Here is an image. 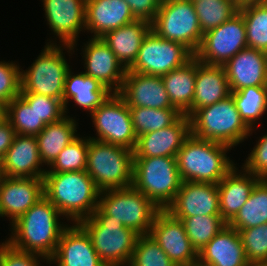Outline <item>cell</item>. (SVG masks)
Segmentation results:
<instances>
[{
    "label": "cell",
    "instance_id": "obj_1",
    "mask_svg": "<svg viewBox=\"0 0 267 266\" xmlns=\"http://www.w3.org/2000/svg\"><path fill=\"white\" fill-rule=\"evenodd\" d=\"M59 210L43 196L26 213L12 223L10 238L12 247L42 255L50 260L58 246L63 230L68 226L58 220Z\"/></svg>",
    "mask_w": 267,
    "mask_h": 266
},
{
    "label": "cell",
    "instance_id": "obj_2",
    "mask_svg": "<svg viewBox=\"0 0 267 266\" xmlns=\"http://www.w3.org/2000/svg\"><path fill=\"white\" fill-rule=\"evenodd\" d=\"M43 180L44 196L74 224L97 209L101 191L86 170L45 173Z\"/></svg>",
    "mask_w": 267,
    "mask_h": 266
},
{
    "label": "cell",
    "instance_id": "obj_3",
    "mask_svg": "<svg viewBox=\"0 0 267 266\" xmlns=\"http://www.w3.org/2000/svg\"><path fill=\"white\" fill-rule=\"evenodd\" d=\"M231 149L190 134L176 155L182 181L218 184L236 165L226 154Z\"/></svg>",
    "mask_w": 267,
    "mask_h": 266
},
{
    "label": "cell",
    "instance_id": "obj_4",
    "mask_svg": "<svg viewBox=\"0 0 267 266\" xmlns=\"http://www.w3.org/2000/svg\"><path fill=\"white\" fill-rule=\"evenodd\" d=\"M189 118L192 135L231 148L252 134L240 117L232 93L217 103L197 109Z\"/></svg>",
    "mask_w": 267,
    "mask_h": 266
},
{
    "label": "cell",
    "instance_id": "obj_5",
    "mask_svg": "<svg viewBox=\"0 0 267 266\" xmlns=\"http://www.w3.org/2000/svg\"><path fill=\"white\" fill-rule=\"evenodd\" d=\"M79 224L90 236L94 249L106 266H128L139 234L110 219L99 207Z\"/></svg>",
    "mask_w": 267,
    "mask_h": 266
},
{
    "label": "cell",
    "instance_id": "obj_6",
    "mask_svg": "<svg viewBox=\"0 0 267 266\" xmlns=\"http://www.w3.org/2000/svg\"><path fill=\"white\" fill-rule=\"evenodd\" d=\"M134 152L89 138L86 171L100 191L131 187Z\"/></svg>",
    "mask_w": 267,
    "mask_h": 266
},
{
    "label": "cell",
    "instance_id": "obj_7",
    "mask_svg": "<svg viewBox=\"0 0 267 266\" xmlns=\"http://www.w3.org/2000/svg\"><path fill=\"white\" fill-rule=\"evenodd\" d=\"M182 182L176 157L134 158L132 186L160 210L173 202Z\"/></svg>",
    "mask_w": 267,
    "mask_h": 266
},
{
    "label": "cell",
    "instance_id": "obj_8",
    "mask_svg": "<svg viewBox=\"0 0 267 266\" xmlns=\"http://www.w3.org/2000/svg\"><path fill=\"white\" fill-rule=\"evenodd\" d=\"M62 46L48 42L28 70L21 68V93H36L63 101L65 78L70 69L63 49L69 53L74 49L71 45Z\"/></svg>",
    "mask_w": 267,
    "mask_h": 266
},
{
    "label": "cell",
    "instance_id": "obj_9",
    "mask_svg": "<svg viewBox=\"0 0 267 266\" xmlns=\"http://www.w3.org/2000/svg\"><path fill=\"white\" fill-rule=\"evenodd\" d=\"M98 207L110 219L122 223L139 235H148L160 209L133 186L101 191Z\"/></svg>",
    "mask_w": 267,
    "mask_h": 266
},
{
    "label": "cell",
    "instance_id": "obj_10",
    "mask_svg": "<svg viewBox=\"0 0 267 266\" xmlns=\"http://www.w3.org/2000/svg\"><path fill=\"white\" fill-rule=\"evenodd\" d=\"M151 30L166 40L183 44L195 54L203 33L191 0H169L160 3Z\"/></svg>",
    "mask_w": 267,
    "mask_h": 266
},
{
    "label": "cell",
    "instance_id": "obj_11",
    "mask_svg": "<svg viewBox=\"0 0 267 266\" xmlns=\"http://www.w3.org/2000/svg\"><path fill=\"white\" fill-rule=\"evenodd\" d=\"M194 54L183 44L166 40L150 30L145 36L134 63L127 71L163 76L184 66Z\"/></svg>",
    "mask_w": 267,
    "mask_h": 266
},
{
    "label": "cell",
    "instance_id": "obj_12",
    "mask_svg": "<svg viewBox=\"0 0 267 266\" xmlns=\"http://www.w3.org/2000/svg\"><path fill=\"white\" fill-rule=\"evenodd\" d=\"M97 137L90 139L134 150L137 136L131 119L129 106L113 93L92 114Z\"/></svg>",
    "mask_w": 267,
    "mask_h": 266
},
{
    "label": "cell",
    "instance_id": "obj_13",
    "mask_svg": "<svg viewBox=\"0 0 267 266\" xmlns=\"http://www.w3.org/2000/svg\"><path fill=\"white\" fill-rule=\"evenodd\" d=\"M246 47L245 22L238 11L226 22L203 34L202 42L194 57L201 63L223 66Z\"/></svg>",
    "mask_w": 267,
    "mask_h": 266
},
{
    "label": "cell",
    "instance_id": "obj_14",
    "mask_svg": "<svg viewBox=\"0 0 267 266\" xmlns=\"http://www.w3.org/2000/svg\"><path fill=\"white\" fill-rule=\"evenodd\" d=\"M149 234L177 266H189L198 261V252L192 246L183 222L168 211L157 213Z\"/></svg>",
    "mask_w": 267,
    "mask_h": 266
},
{
    "label": "cell",
    "instance_id": "obj_15",
    "mask_svg": "<svg viewBox=\"0 0 267 266\" xmlns=\"http://www.w3.org/2000/svg\"><path fill=\"white\" fill-rule=\"evenodd\" d=\"M43 196V178H19L2 175L0 179V217H9L12 224Z\"/></svg>",
    "mask_w": 267,
    "mask_h": 266
},
{
    "label": "cell",
    "instance_id": "obj_16",
    "mask_svg": "<svg viewBox=\"0 0 267 266\" xmlns=\"http://www.w3.org/2000/svg\"><path fill=\"white\" fill-rule=\"evenodd\" d=\"M83 49L84 73L98 80L113 93L122 87L127 69L101 38L89 39Z\"/></svg>",
    "mask_w": 267,
    "mask_h": 266
},
{
    "label": "cell",
    "instance_id": "obj_17",
    "mask_svg": "<svg viewBox=\"0 0 267 266\" xmlns=\"http://www.w3.org/2000/svg\"><path fill=\"white\" fill-rule=\"evenodd\" d=\"M166 211L173 217L220 215L217 184L183 181Z\"/></svg>",
    "mask_w": 267,
    "mask_h": 266
},
{
    "label": "cell",
    "instance_id": "obj_18",
    "mask_svg": "<svg viewBox=\"0 0 267 266\" xmlns=\"http://www.w3.org/2000/svg\"><path fill=\"white\" fill-rule=\"evenodd\" d=\"M49 28L61 45H77L80 31L85 30L86 0H43Z\"/></svg>",
    "mask_w": 267,
    "mask_h": 266
},
{
    "label": "cell",
    "instance_id": "obj_19",
    "mask_svg": "<svg viewBox=\"0 0 267 266\" xmlns=\"http://www.w3.org/2000/svg\"><path fill=\"white\" fill-rule=\"evenodd\" d=\"M190 134V118L183 114L169 127L138 136L134 158L176 157Z\"/></svg>",
    "mask_w": 267,
    "mask_h": 266
},
{
    "label": "cell",
    "instance_id": "obj_20",
    "mask_svg": "<svg viewBox=\"0 0 267 266\" xmlns=\"http://www.w3.org/2000/svg\"><path fill=\"white\" fill-rule=\"evenodd\" d=\"M117 94L129 107L175 108L170 102L161 76L127 71Z\"/></svg>",
    "mask_w": 267,
    "mask_h": 266
},
{
    "label": "cell",
    "instance_id": "obj_21",
    "mask_svg": "<svg viewBox=\"0 0 267 266\" xmlns=\"http://www.w3.org/2000/svg\"><path fill=\"white\" fill-rule=\"evenodd\" d=\"M230 92L267 87V53L246 47L223 65Z\"/></svg>",
    "mask_w": 267,
    "mask_h": 266
},
{
    "label": "cell",
    "instance_id": "obj_22",
    "mask_svg": "<svg viewBox=\"0 0 267 266\" xmlns=\"http://www.w3.org/2000/svg\"><path fill=\"white\" fill-rule=\"evenodd\" d=\"M1 163V173L7 177L44 178L36 136L16 134Z\"/></svg>",
    "mask_w": 267,
    "mask_h": 266
},
{
    "label": "cell",
    "instance_id": "obj_23",
    "mask_svg": "<svg viewBox=\"0 0 267 266\" xmlns=\"http://www.w3.org/2000/svg\"><path fill=\"white\" fill-rule=\"evenodd\" d=\"M57 266H106L99 258L85 229L75 223L61 234L57 250L49 264Z\"/></svg>",
    "mask_w": 267,
    "mask_h": 266
},
{
    "label": "cell",
    "instance_id": "obj_24",
    "mask_svg": "<svg viewBox=\"0 0 267 266\" xmlns=\"http://www.w3.org/2000/svg\"><path fill=\"white\" fill-rule=\"evenodd\" d=\"M135 20L124 0H86L85 31L93 33L92 38H101Z\"/></svg>",
    "mask_w": 267,
    "mask_h": 266
},
{
    "label": "cell",
    "instance_id": "obj_25",
    "mask_svg": "<svg viewBox=\"0 0 267 266\" xmlns=\"http://www.w3.org/2000/svg\"><path fill=\"white\" fill-rule=\"evenodd\" d=\"M234 166L217 184L220 200V215L229 223L247 202L253 188L261 180L252 173ZM243 173V174H242Z\"/></svg>",
    "mask_w": 267,
    "mask_h": 266
},
{
    "label": "cell",
    "instance_id": "obj_26",
    "mask_svg": "<svg viewBox=\"0 0 267 266\" xmlns=\"http://www.w3.org/2000/svg\"><path fill=\"white\" fill-rule=\"evenodd\" d=\"M198 260L209 266H247V259L239 232L225 226L198 253Z\"/></svg>",
    "mask_w": 267,
    "mask_h": 266
},
{
    "label": "cell",
    "instance_id": "obj_27",
    "mask_svg": "<svg viewBox=\"0 0 267 266\" xmlns=\"http://www.w3.org/2000/svg\"><path fill=\"white\" fill-rule=\"evenodd\" d=\"M230 94L224 67L208 65L197 60L194 98L191 108L185 115L190 117L197 109L217 103Z\"/></svg>",
    "mask_w": 267,
    "mask_h": 266
},
{
    "label": "cell",
    "instance_id": "obj_28",
    "mask_svg": "<svg viewBox=\"0 0 267 266\" xmlns=\"http://www.w3.org/2000/svg\"><path fill=\"white\" fill-rule=\"evenodd\" d=\"M68 70L65 78L63 104L67 115V104L70 99L87 110L91 115L100 105H102L113 94L106 86L102 85L93 77L87 76L83 71L74 74ZM74 74V75H73Z\"/></svg>",
    "mask_w": 267,
    "mask_h": 266
},
{
    "label": "cell",
    "instance_id": "obj_29",
    "mask_svg": "<svg viewBox=\"0 0 267 266\" xmlns=\"http://www.w3.org/2000/svg\"><path fill=\"white\" fill-rule=\"evenodd\" d=\"M150 30V22L136 19L107 32L101 39L109 46L120 63L128 69L136 60L142 42Z\"/></svg>",
    "mask_w": 267,
    "mask_h": 266
},
{
    "label": "cell",
    "instance_id": "obj_30",
    "mask_svg": "<svg viewBox=\"0 0 267 266\" xmlns=\"http://www.w3.org/2000/svg\"><path fill=\"white\" fill-rule=\"evenodd\" d=\"M76 120L66 115L61 120L50 123L36 135L38 149L43 164L50 166L57 158L58 154L73 140L78 134Z\"/></svg>",
    "mask_w": 267,
    "mask_h": 266
},
{
    "label": "cell",
    "instance_id": "obj_31",
    "mask_svg": "<svg viewBox=\"0 0 267 266\" xmlns=\"http://www.w3.org/2000/svg\"><path fill=\"white\" fill-rule=\"evenodd\" d=\"M197 74V59L193 57L184 66L161 76L171 104L182 114L192 106Z\"/></svg>",
    "mask_w": 267,
    "mask_h": 266
},
{
    "label": "cell",
    "instance_id": "obj_32",
    "mask_svg": "<svg viewBox=\"0 0 267 266\" xmlns=\"http://www.w3.org/2000/svg\"><path fill=\"white\" fill-rule=\"evenodd\" d=\"M267 223V186L260 180L253 188L247 202L228 223L237 231Z\"/></svg>",
    "mask_w": 267,
    "mask_h": 266
},
{
    "label": "cell",
    "instance_id": "obj_33",
    "mask_svg": "<svg viewBox=\"0 0 267 266\" xmlns=\"http://www.w3.org/2000/svg\"><path fill=\"white\" fill-rule=\"evenodd\" d=\"M244 19L247 47L267 53V0L239 7Z\"/></svg>",
    "mask_w": 267,
    "mask_h": 266
},
{
    "label": "cell",
    "instance_id": "obj_34",
    "mask_svg": "<svg viewBox=\"0 0 267 266\" xmlns=\"http://www.w3.org/2000/svg\"><path fill=\"white\" fill-rule=\"evenodd\" d=\"M129 110L137 137L169 127L183 115L177 108L129 107Z\"/></svg>",
    "mask_w": 267,
    "mask_h": 266
},
{
    "label": "cell",
    "instance_id": "obj_35",
    "mask_svg": "<svg viewBox=\"0 0 267 266\" xmlns=\"http://www.w3.org/2000/svg\"><path fill=\"white\" fill-rule=\"evenodd\" d=\"M231 93L241 119L253 131L267 111V87L250 86Z\"/></svg>",
    "mask_w": 267,
    "mask_h": 266
},
{
    "label": "cell",
    "instance_id": "obj_36",
    "mask_svg": "<svg viewBox=\"0 0 267 266\" xmlns=\"http://www.w3.org/2000/svg\"><path fill=\"white\" fill-rule=\"evenodd\" d=\"M183 222L192 246L199 253L228 223L221 215L175 217Z\"/></svg>",
    "mask_w": 267,
    "mask_h": 266
},
{
    "label": "cell",
    "instance_id": "obj_37",
    "mask_svg": "<svg viewBox=\"0 0 267 266\" xmlns=\"http://www.w3.org/2000/svg\"><path fill=\"white\" fill-rule=\"evenodd\" d=\"M4 118L20 135L36 136L46 126L20 95L5 105Z\"/></svg>",
    "mask_w": 267,
    "mask_h": 266
},
{
    "label": "cell",
    "instance_id": "obj_38",
    "mask_svg": "<svg viewBox=\"0 0 267 266\" xmlns=\"http://www.w3.org/2000/svg\"><path fill=\"white\" fill-rule=\"evenodd\" d=\"M193 4L203 34L226 22L239 10L233 0H196Z\"/></svg>",
    "mask_w": 267,
    "mask_h": 266
},
{
    "label": "cell",
    "instance_id": "obj_39",
    "mask_svg": "<svg viewBox=\"0 0 267 266\" xmlns=\"http://www.w3.org/2000/svg\"><path fill=\"white\" fill-rule=\"evenodd\" d=\"M88 146L89 138H80L78 135L58 154L46 173L86 170Z\"/></svg>",
    "mask_w": 267,
    "mask_h": 266
},
{
    "label": "cell",
    "instance_id": "obj_40",
    "mask_svg": "<svg viewBox=\"0 0 267 266\" xmlns=\"http://www.w3.org/2000/svg\"><path fill=\"white\" fill-rule=\"evenodd\" d=\"M128 266H177L148 235H139Z\"/></svg>",
    "mask_w": 267,
    "mask_h": 266
},
{
    "label": "cell",
    "instance_id": "obj_41",
    "mask_svg": "<svg viewBox=\"0 0 267 266\" xmlns=\"http://www.w3.org/2000/svg\"><path fill=\"white\" fill-rule=\"evenodd\" d=\"M20 96L34 109L38 118L45 125L57 122L66 116L61 99L36 93H20Z\"/></svg>",
    "mask_w": 267,
    "mask_h": 266
},
{
    "label": "cell",
    "instance_id": "obj_42",
    "mask_svg": "<svg viewBox=\"0 0 267 266\" xmlns=\"http://www.w3.org/2000/svg\"><path fill=\"white\" fill-rule=\"evenodd\" d=\"M248 262H267V223L239 230Z\"/></svg>",
    "mask_w": 267,
    "mask_h": 266
},
{
    "label": "cell",
    "instance_id": "obj_43",
    "mask_svg": "<svg viewBox=\"0 0 267 266\" xmlns=\"http://www.w3.org/2000/svg\"><path fill=\"white\" fill-rule=\"evenodd\" d=\"M21 69L14 62L0 61V102L8 104L21 93Z\"/></svg>",
    "mask_w": 267,
    "mask_h": 266
},
{
    "label": "cell",
    "instance_id": "obj_44",
    "mask_svg": "<svg viewBox=\"0 0 267 266\" xmlns=\"http://www.w3.org/2000/svg\"><path fill=\"white\" fill-rule=\"evenodd\" d=\"M40 260H46L49 264V260L42 255L18 250L6 241L0 245V266H40Z\"/></svg>",
    "mask_w": 267,
    "mask_h": 266
},
{
    "label": "cell",
    "instance_id": "obj_45",
    "mask_svg": "<svg viewBox=\"0 0 267 266\" xmlns=\"http://www.w3.org/2000/svg\"><path fill=\"white\" fill-rule=\"evenodd\" d=\"M241 168L260 179L267 175V134L260 137Z\"/></svg>",
    "mask_w": 267,
    "mask_h": 266
},
{
    "label": "cell",
    "instance_id": "obj_46",
    "mask_svg": "<svg viewBox=\"0 0 267 266\" xmlns=\"http://www.w3.org/2000/svg\"><path fill=\"white\" fill-rule=\"evenodd\" d=\"M136 19L152 22L159 10L158 0H124Z\"/></svg>",
    "mask_w": 267,
    "mask_h": 266
},
{
    "label": "cell",
    "instance_id": "obj_47",
    "mask_svg": "<svg viewBox=\"0 0 267 266\" xmlns=\"http://www.w3.org/2000/svg\"><path fill=\"white\" fill-rule=\"evenodd\" d=\"M15 136V130L12 128L10 123L3 118L0 121V162L2 161L7 149L12 145Z\"/></svg>",
    "mask_w": 267,
    "mask_h": 266
},
{
    "label": "cell",
    "instance_id": "obj_48",
    "mask_svg": "<svg viewBox=\"0 0 267 266\" xmlns=\"http://www.w3.org/2000/svg\"><path fill=\"white\" fill-rule=\"evenodd\" d=\"M239 7L246 5V4H250V3H258V2H263L266 0H233Z\"/></svg>",
    "mask_w": 267,
    "mask_h": 266
},
{
    "label": "cell",
    "instance_id": "obj_49",
    "mask_svg": "<svg viewBox=\"0 0 267 266\" xmlns=\"http://www.w3.org/2000/svg\"><path fill=\"white\" fill-rule=\"evenodd\" d=\"M247 266H267V262H248Z\"/></svg>",
    "mask_w": 267,
    "mask_h": 266
},
{
    "label": "cell",
    "instance_id": "obj_50",
    "mask_svg": "<svg viewBox=\"0 0 267 266\" xmlns=\"http://www.w3.org/2000/svg\"><path fill=\"white\" fill-rule=\"evenodd\" d=\"M5 115V105L0 102V121L4 118Z\"/></svg>",
    "mask_w": 267,
    "mask_h": 266
},
{
    "label": "cell",
    "instance_id": "obj_51",
    "mask_svg": "<svg viewBox=\"0 0 267 266\" xmlns=\"http://www.w3.org/2000/svg\"><path fill=\"white\" fill-rule=\"evenodd\" d=\"M189 266H209V265H205L203 263H201L199 260L196 262H193L192 264H190Z\"/></svg>",
    "mask_w": 267,
    "mask_h": 266
},
{
    "label": "cell",
    "instance_id": "obj_52",
    "mask_svg": "<svg viewBox=\"0 0 267 266\" xmlns=\"http://www.w3.org/2000/svg\"><path fill=\"white\" fill-rule=\"evenodd\" d=\"M261 180L266 184L267 186V175H265L263 178H261Z\"/></svg>",
    "mask_w": 267,
    "mask_h": 266
},
{
    "label": "cell",
    "instance_id": "obj_53",
    "mask_svg": "<svg viewBox=\"0 0 267 266\" xmlns=\"http://www.w3.org/2000/svg\"><path fill=\"white\" fill-rule=\"evenodd\" d=\"M160 3H163V2H166V1H169V0H158Z\"/></svg>",
    "mask_w": 267,
    "mask_h": 266
},
{
    "label": "cell",
    "instance_id": "obj_54",
    "mask_svg": "<svg viewBox=\"0 0 267 266\" xmlns=\"http://www.w3.org/2000/svg\"><path fill=\"white\" fill-rule=\"evenodd\" d=\"M2 177V173H1V163H0V179Z\"/></svg>",
    "mask_w": 267,
    "mask_h": 266
}]
</instances>
